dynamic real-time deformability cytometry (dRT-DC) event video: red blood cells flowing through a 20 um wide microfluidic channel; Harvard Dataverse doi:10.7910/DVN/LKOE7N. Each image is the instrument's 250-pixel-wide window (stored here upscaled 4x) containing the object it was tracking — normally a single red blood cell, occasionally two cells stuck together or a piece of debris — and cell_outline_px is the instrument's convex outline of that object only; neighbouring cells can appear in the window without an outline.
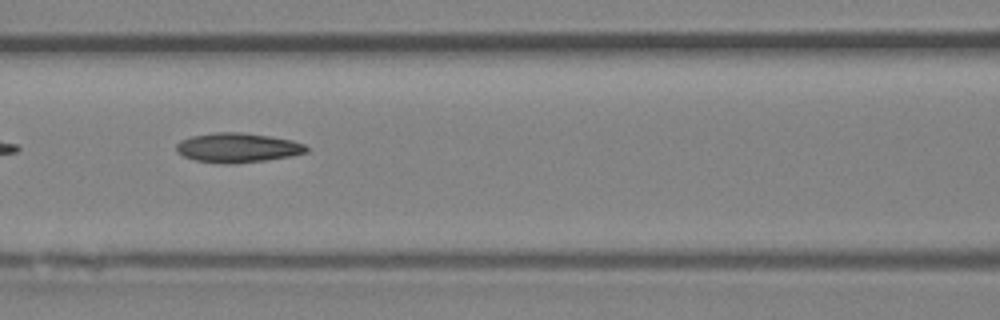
{"species": "Egyptian fruit bat (a non-hibernating species)", "species_latin": "Rousettus aegyptiacus", "temperature_condition": "room temperature", "stored_images_in_passage": 7, "camera_frame_rate_fps": 3000, "um_per_image_px": 0.085, "animal": {"sex": "female"}, "frame": {"image": 1, "passage_image": 6, "time_ms": 1.667, "image_size_px": [1000, 320], "cell_outline_px": [[308, 152], [288, 156], [264, 160], [228, 164], [196, 160], [184, 156], [176, 152], [176, 144], [180, 140], [192, 136], [216, 132], [240, 132], [268, 136], [292, 140], [304, 144], [308, 148]], "centroid_in_image_um": [20.17, 12.54], "position_along_channel_um": 146.4, "area_um2": 22.08}}
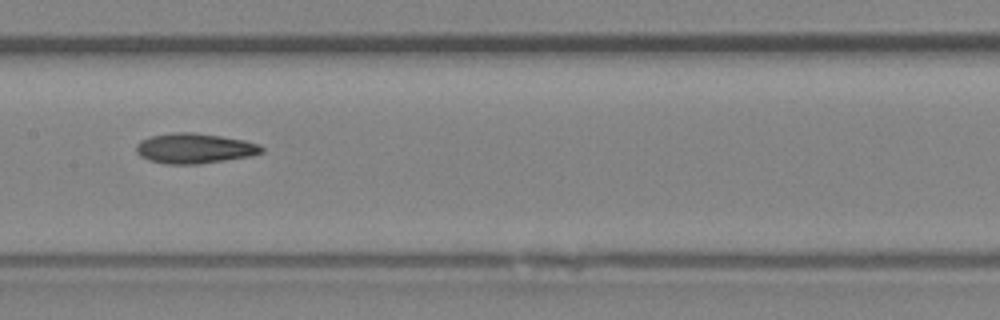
{"frame": {"image": 2, "passage_image": 7, "time_ms": 2.0, "image_size_px": [1000, 320], "cell_outline_px": [[264, 152], [252, 156], [196, 164], [168, 164], [148, 160], [140, 156], [136, 152], [136, 144], [140, 140], [152, 136], [176, 132], [192, 132], [220, 136], [244, 140], [260, 144], [264, 148]], "centroid_in_image_um": [16.54, 12.61], "position_along_channel_um": 190.9, "area_um2": 22.02}}